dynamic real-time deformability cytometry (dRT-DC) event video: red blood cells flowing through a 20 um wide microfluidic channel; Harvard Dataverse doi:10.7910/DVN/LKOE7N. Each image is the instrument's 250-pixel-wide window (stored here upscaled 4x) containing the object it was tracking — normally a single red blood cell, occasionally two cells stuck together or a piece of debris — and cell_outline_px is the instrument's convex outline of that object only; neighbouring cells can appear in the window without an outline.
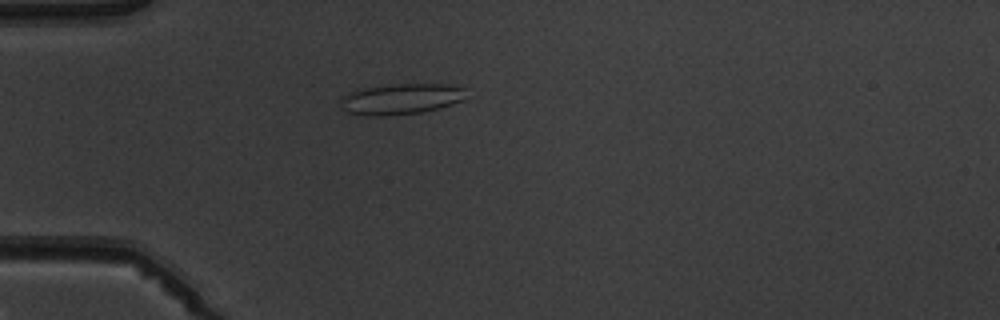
{"species": "common noctule bat (a hibernating species)", "species_latin": "Nyctalus noctula", "temperature_condition": "warm", "stored_images_in_passage": 5, "camera_frame_rate_fps": 3000, "um_per_image_px": 0.085, "animal": {"sex": "male", "body_mass_g": 19.5, "forearm_length_mm": 54.6}, "frame": {"image": 1, "passage_image": 5, "time_ms": 4.667, "image_size_px": [1000, 320], "cell_outline_px": [[468, 88], [464, 100], [440, 108], [424, 112], [384, 116], [368, 116], [348, 112], [340, 108], [340, 96], [360, 88], [392, 84], [448, 84]], "centroid_in_image_um": [34.09, 8.41], "position_along_channel_um": 50.9, "area_um2": 23.06}}